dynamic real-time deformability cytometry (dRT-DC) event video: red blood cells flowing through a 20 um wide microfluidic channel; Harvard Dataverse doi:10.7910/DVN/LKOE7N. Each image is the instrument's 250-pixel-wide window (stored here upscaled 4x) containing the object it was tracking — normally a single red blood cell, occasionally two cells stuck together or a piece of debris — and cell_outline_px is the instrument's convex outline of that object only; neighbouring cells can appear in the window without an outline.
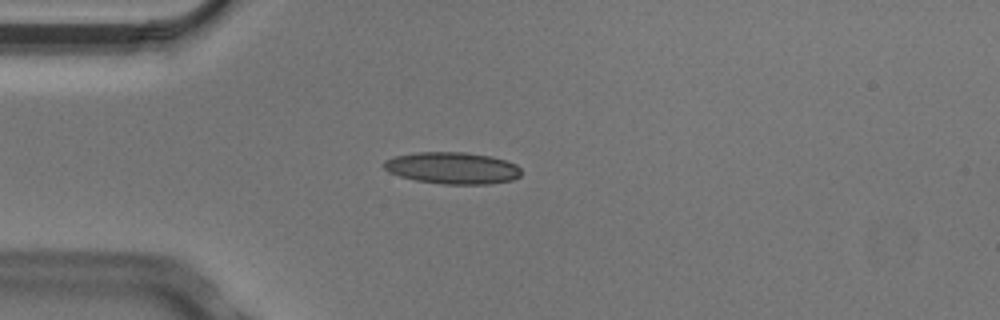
{"species": "Egyptian fruit bat (a non-hibernating species)", "species_latin": "Rousettus aegyptiacus", "temperature_condition": "cold", "stored_images_in_passage": 4, "camera_frame_rate_fps": 3000, "um_per_image_px": 0.085, "animal": {"sex": "male"}, "frame": {"image": 1, "passage_image": 4, "time_ms": 1.0, "image_size_px": [1000, 320], "cell_outline_px": [[520, 176], [512, 180], [488, 184], [444, 184], [416, 180], [400, 176], [388, 172], [384, 168], [384, 160], [396, 156], [420, 152], [464, 152], [488, 156], [504, 160], [516, 164], [520, 168]], "centroid_in_image_um": [38.45, 14.28], "position_along_channel_um": 46.5, "area_um2": 25.2}}